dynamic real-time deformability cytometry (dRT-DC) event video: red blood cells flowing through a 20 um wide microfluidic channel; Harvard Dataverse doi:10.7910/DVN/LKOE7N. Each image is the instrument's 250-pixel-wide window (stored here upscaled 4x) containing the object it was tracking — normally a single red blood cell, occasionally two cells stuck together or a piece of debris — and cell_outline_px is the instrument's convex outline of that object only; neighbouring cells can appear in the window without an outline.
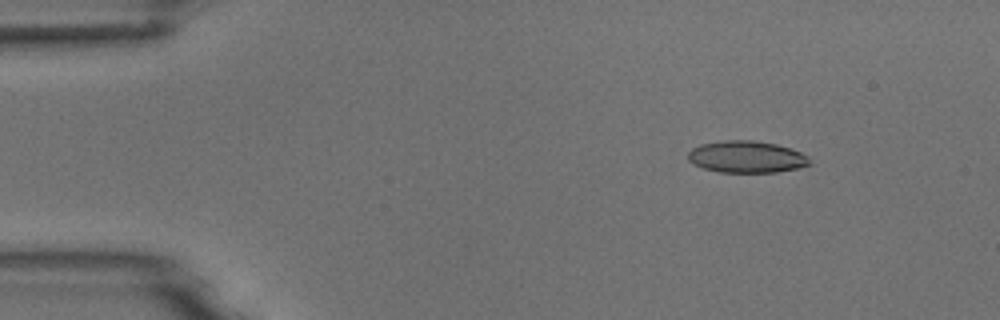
{"species": "common noctule bat (a hibernating species)", "species_latin": "Nyctalus noctula", "temperature_condition": "room temperature", "stored_images_in_passage": 6, "segment_of_instrument_passage": [2, 2], "camera_frame_rate_fps": 3000, "um_per_image_px": 0.085, "animal": {"sex": "male", "body_mass_g": 18.8}, "frame": {"image": 1, "passage_image": 6, "time_ms": 7.0, "image_size_px": [1000, 320], "cell_outline_px": [[812, 164], [796, 168], [776, 172], [720, 172], [704, 168], [692, 164], [688, 160], [688, 152], [692, 148], [700, 144], [724, 140], [752, 140], [776, 144], [800, 152], [808, 156]], "centroid_in_image_um": [63.43, 13.33], "position_along_channel_um": 21.6, "area_um2": 22.54}}